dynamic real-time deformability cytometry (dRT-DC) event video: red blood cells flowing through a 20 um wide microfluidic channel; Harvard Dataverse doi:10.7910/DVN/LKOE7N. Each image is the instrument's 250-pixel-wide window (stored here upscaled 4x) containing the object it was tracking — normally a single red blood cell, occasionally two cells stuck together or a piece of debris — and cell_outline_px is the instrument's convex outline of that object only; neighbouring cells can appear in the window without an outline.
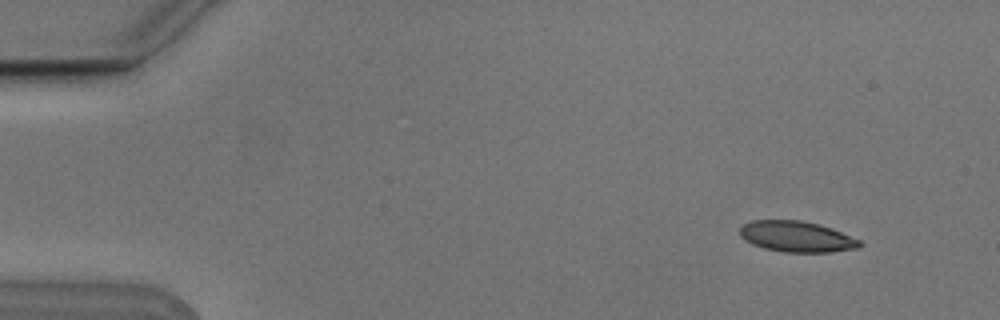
{"species": "Egyptian fruit bat (a non-hibernating species)", "species_latin": "Rousettus aegyptiacus", "temperature_condition": "cold", "stored_images_in_passage": 5, "camera_frame_rate_fps": 3000, "um_per_image_px": 0.085, "animal": {"sex": "male"}, "frame": {"image": 1, "passage_image": 2, "time_ms": 0.333, "image_size_px": [1000, 320], "cell_outline_px": [[864, 244], [860, 248], [832, 252], [784, 252], [764, 248], [752, 244], [744, 240], [740, 236], [740, 228], [744, 224], [752, 220], [800, 220], [820, 224], [832, 228], [860, 240]], "centroid_in_image_um": [67.74, 20.11], "position_along_channel_um": 17.3, "area_um2": 21.73}}